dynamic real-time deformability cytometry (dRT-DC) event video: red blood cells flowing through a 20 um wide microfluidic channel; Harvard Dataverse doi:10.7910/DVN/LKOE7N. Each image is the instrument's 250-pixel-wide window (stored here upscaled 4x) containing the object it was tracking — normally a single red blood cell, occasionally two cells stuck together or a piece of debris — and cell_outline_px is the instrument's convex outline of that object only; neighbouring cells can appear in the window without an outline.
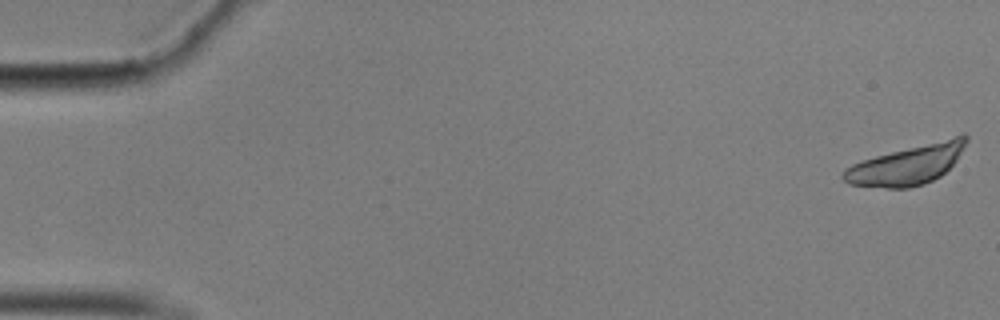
{"species": "common noctule bat (a hibernating species)", "species_latin": "Nyctalus noctula", "temperature_condition": "cold", "stored_images_in_passage": 58, "camera_frame_rate_fps": 3000, "um_per_image_px": 0.085, "animal": {"sex": "male", "body_mass_g": 17.9}, "frame": {"image": 1, "passage_image": 1, "time_ms": 0.0, "image_size_px": [1000, 320], "cell_outline_px": [[968, 140], [956, 160], [940, 176], [924, 184], [908, 188], [888, 188], [848, 184], [840, 176], [844, 168], [852, 164], [876, 156], [964, 132], [968, 136]], "centroid_in_image_um": [77.11, 13.99], "position_along_channel_um": 7.9, "area_um2": 28.32}}
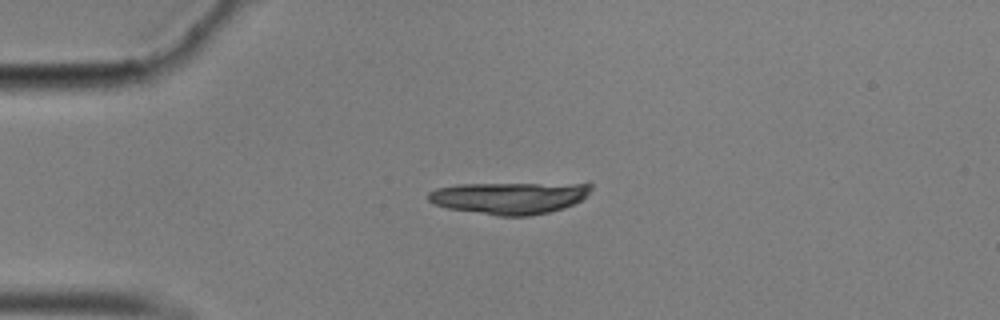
{"frame": {"image": 2, "passage_image": 14, "time_ms": 4.333, "image_size_px": [1000, 320], "cell_outline_px": [[592, 188], [580, 200], [564, 208], [548, 212], [528, 216], [496, 216], [448, 208], [436, 204], [428, 200], [428, 192], [436, 188], [456, 184], [588, 180], [592, 184]], "centroid_in_image_um": [43.42, 16.74], "position_along_channel_um": 41.6, "area_um2": 31.91}}